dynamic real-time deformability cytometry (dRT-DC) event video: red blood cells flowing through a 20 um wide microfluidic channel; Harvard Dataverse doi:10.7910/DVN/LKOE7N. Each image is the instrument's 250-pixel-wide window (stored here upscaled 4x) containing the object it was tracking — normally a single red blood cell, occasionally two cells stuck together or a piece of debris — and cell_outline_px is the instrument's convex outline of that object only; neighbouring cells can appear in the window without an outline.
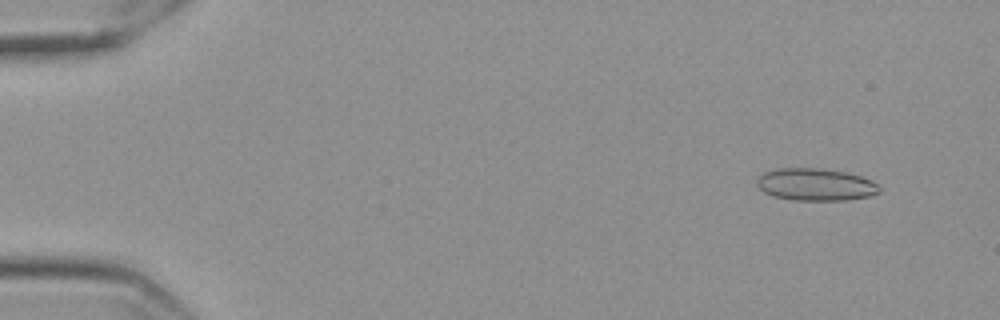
{"species": "Egyptian fruit bat (a non-hibernating species)", "species_latin": "Rousettus aegyptiacus", "temperature_condition": "cold", "stored_images_in_passage": 57, "camera_frame_rate_fps": 3000, "um_per_image_px": 0.085, "frame": {"image": 1, "passage_image": 4, "time_ms": 1.0, "image_size_px": [1000, 320], "cell_outline_px": [[880, 192], [868, 196], [848, 200], [792, 200], [772, 196], [764, 192], [756, 184], [756, 180], [764, 172], [776, 168], [816, 168], [844, 172], [860, 176], [872, 180], [880, 188]], "centroid_in_image_um": [69.29, 15.69], "position_along_channel_um": 15.7, "area_um2": 23.0}}
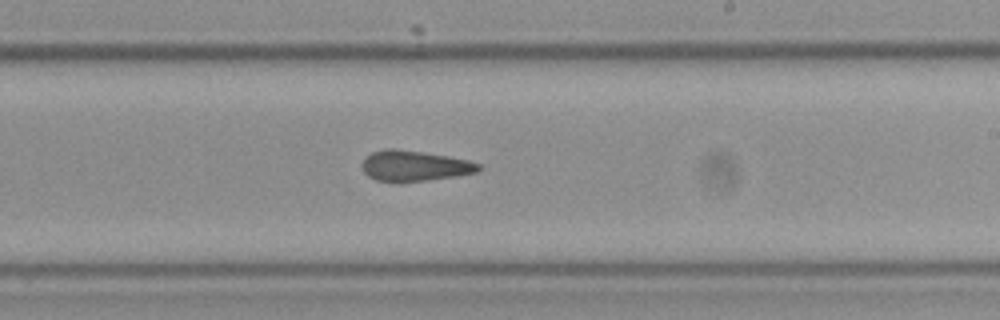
{"frame": {"image": 2, "passage_image": 34, "time_ms": 11.0, "image_size_px": [1000, 320], "cell_outline_px": [[480, 168], [476, 172], [456, 176], [400, 184], [376, 180], [368, 176], [364, 172], [364, 156], [372, 152], [384, 148], [396, 148], [424, 152], [448, 156], [468, 160], [480, 164]], "centroid_in_image_um": [35.19, 14.11], "position_along_channel_um": 253.8, "area_um2": 21.1}}
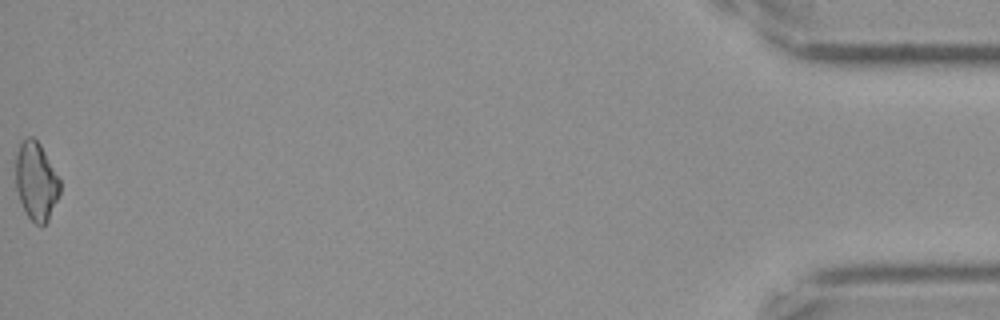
{"frame": {"image": 3, "passage_image": 57, "time_ms": 18.667, "image_size_px": [1000, 320], "cell_outline_px": [[60, 192], [48, 220], [44, 224], [36, 224], [28, 216], [20, 200], [16, 188], [16, 156], [20, 144], [28, 136], [32, 136], [40, 144], [60, 180]], "centroid_in_image_um": [3.07, 15.39], "position_along_channel_um": 432.1, "area_um2": 19.71}, "authors_computed_cell_mechanics": {"area_um2": 21.386, "velocity_mm_per_s": 3.5458, "shape_relaxation_time_tau1_ms": 4.5109, "shape_relaxation_time_tau2_ms": 3.6733, "deformation_change_tau1": 0.072, "deformation_change_tau2": 0.1073}}